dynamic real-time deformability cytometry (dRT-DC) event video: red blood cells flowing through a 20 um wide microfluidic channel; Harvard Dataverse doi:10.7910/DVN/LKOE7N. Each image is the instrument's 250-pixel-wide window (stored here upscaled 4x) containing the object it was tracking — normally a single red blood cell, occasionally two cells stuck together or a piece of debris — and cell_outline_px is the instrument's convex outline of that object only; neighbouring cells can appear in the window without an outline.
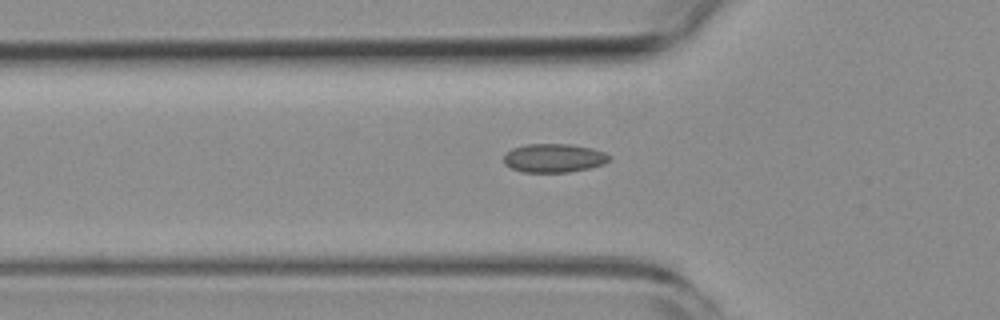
{"species": "common noctule bat (a hibernating species)", "species_latin": "Nyctalus noctula", "temperature_condition": "room temperature", "stored_images_in_passage": 49, "camera_frame_rate_fps": 3000, "um_per_image_px": 0.085, "animal": {"sex": "female", "body_mass_g": 19.3, "forearm_length_mm": 54.1}, "frame": {"image": 1, "passage_image": 18, "time_ms": 5.667, "image_size_px": [1000, 320], "cell_outline_px": [[612, 160], [604, 164], [588, 168], [568, 172], [524, 172], [512, 168], [504, 164], [504, 156], [512, 148], [524, 144], [572, 144], [592, 148], [604, 152], [612, 156]], "centroid_in_image_um": [47.12, 13.42], "position_along_channel_um": 78.7, "area_um2": 17.74}}
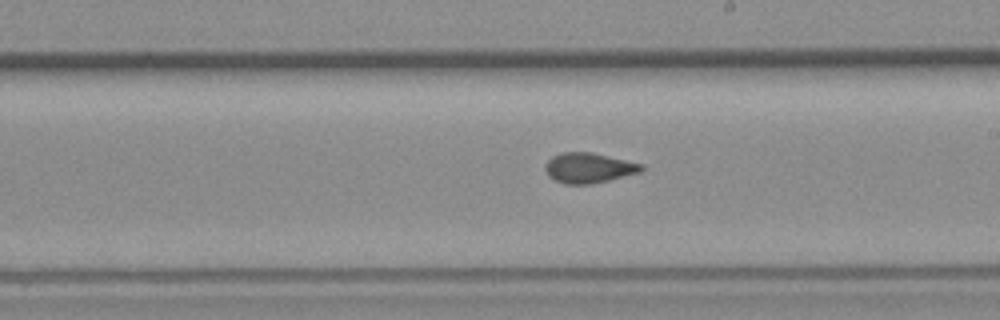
{"frame": {"image": 2, "passage_image": 31, "time_ms": 10.0, "image_size_px": [1000, 320], "cell_outline_px": [[644, 168], [640, 172], [592, 184], [564, 184], [548, 176], [544, 168], [548, 160], [552, 156], [560, 152], [592, 152], [644, 164]], "centroid_in_image_um": [50.03, 14.26], "position_along_channel_um": 239.0, "area_um2": 16.94}}
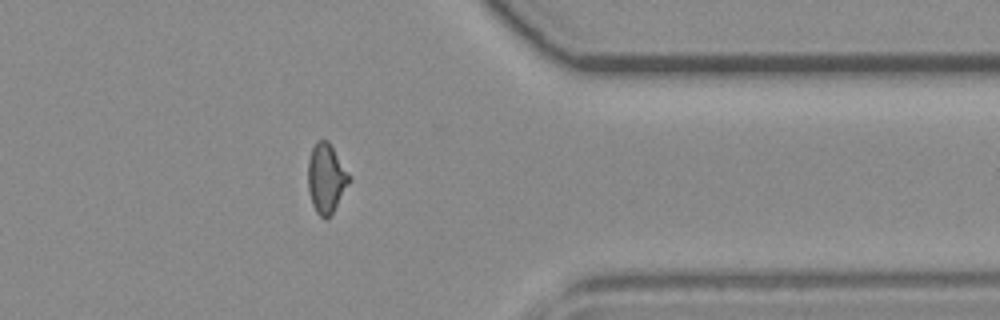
{"frame": {"image": 3, "passage_image": 44, "time_ms": 14.333, "image_size_px": [1000, 320], "cell_outline_px": [[352, 180], [328, 220], [324, 220], [316, 212], [312, 204], [308, 192], [308, 160], [312, 148], [316, 140], [328, 140], [352, 176]], "centroid_in_image_um": [27.75, 15.17], "position_along_channel_um": 383.7, "area_um2": 17.11}, "authors_computed_cell_mechanics": {"area_um2": 17.1088, "velocity_mm_per_s": 3.6767, "shape_relaxation_time_tau1_ms": null, "shape_relaxation_time_tau2_ms": 1.5565, "deformation_change_tau1": null, "deformation_change_tau2": 0.0515}}